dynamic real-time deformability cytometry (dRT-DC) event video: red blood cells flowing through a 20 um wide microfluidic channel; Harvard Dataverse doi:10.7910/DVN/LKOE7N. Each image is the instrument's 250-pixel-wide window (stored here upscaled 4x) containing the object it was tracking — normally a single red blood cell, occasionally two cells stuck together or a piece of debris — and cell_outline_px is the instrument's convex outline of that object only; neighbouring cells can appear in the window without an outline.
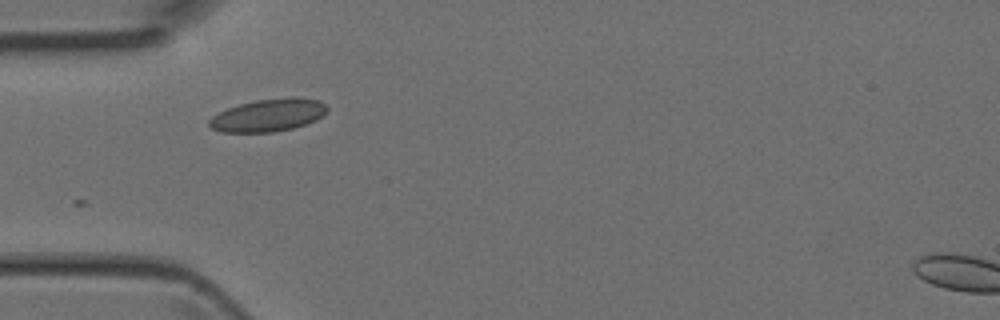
{"species": "Egyptian fruit bat (a non-hibernating species)", "species_latin": "Rousettus aegyptiacus", "temperature_condition": "room temperature", "stored_images_in_passage": 4, "camera_frame_rate_fps": 3000, "um_per_image_px": 0.085, "animal": {"sex": "female"}, "frame": {"image": 1, "passage_image": 3, "time_ms": 0.667, "image_size_px": [1000, 320], "cell_outline_px": [[328, 112], [316, 120], [292, 128], [272, 132], [220, 132], [212, 128], [208, 124], [208, 120], [212, 116], [228, 108], [240, 104], [256, 100], [292, 96], [296, 96], [320, 100], [328, 108]], "centroid_in_image_um": [22.83, 9.78], "position_along_channel_um": 62.2, "area_um2": 22.48}}
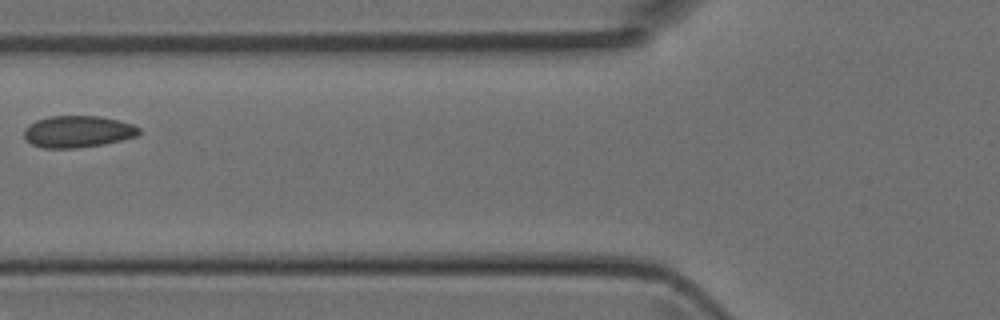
{"frame": {"image": 2, "passage_image": 4, "time_ms": 1.0, "image_size_px": [1000, 320], "cell_outline_px": [[140, 132], [136, 136], [104, 144], [76, 148], [44, 148], [32, 144], [24, 136], [24, 132], [36, 120], [48, 116], [100, 116], [132, 124], [140, 128]], "centroid_in_image_um": [6.63, 11.18], "position_along_channel_um": 119.2, "area_um2": 20.98}}